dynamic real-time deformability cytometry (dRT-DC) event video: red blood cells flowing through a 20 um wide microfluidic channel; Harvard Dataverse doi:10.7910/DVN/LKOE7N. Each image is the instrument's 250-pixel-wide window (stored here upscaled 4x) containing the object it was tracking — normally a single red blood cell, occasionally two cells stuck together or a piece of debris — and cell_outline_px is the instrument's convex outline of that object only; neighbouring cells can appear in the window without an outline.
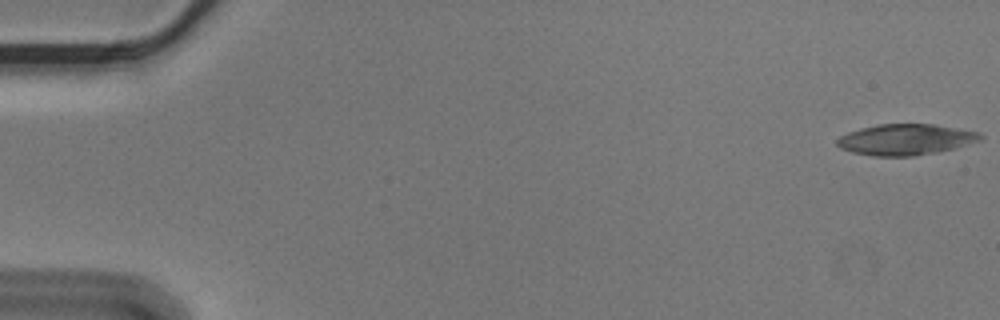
{"species": "Egyptian fruit bat (a non-hibernating species)", "species_latin": "Rousettus aegyptiacus", "temperature_condition": "cold", "stored_images_in_passage": 56, "camera_frame_rate_fps": 3000, "um_per_image_px": 0.085, "animal": {"sex": "male"}, "frame": {"image": 1, "passage_image": 1, "time_ms": 0.0, "image_size_px": [1000, 320], "cell_outline_px": [[984, 136], [980, 140], [952, 148], [936, 152], [912, 156], [872, 156], [852, 152], [840, 148], [836, 144], [836, 140], [840, 136], [848, 132], [860, 128], [876, 124], [932, 124], [980, 132]], "centroid_in_image_um": [76.93, 11.85], "position_along_channel_um": 8.1, "area_um2": 25.72}}
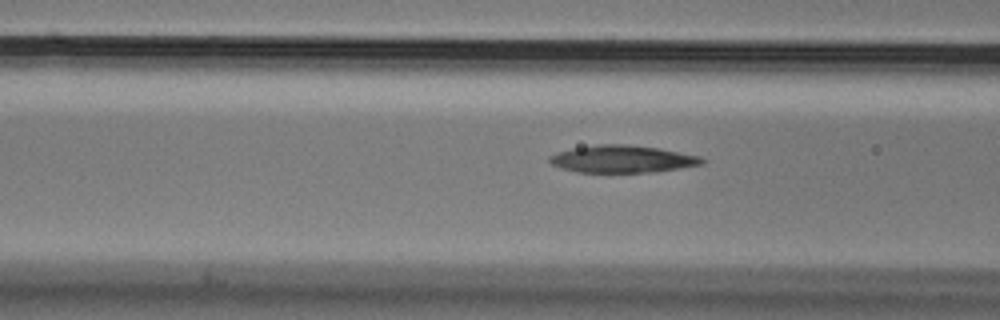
{"frame": {"image": 2, "passage_image": 22, "time_ms": 7.0, "image_size_px": [1000, 320], "cell_outline_px": [[708, 160], [704, 164], [656, 172], [576, 172], [560, 168], [552, 164], [548, 160], [548, 156], [556, 152], [572, 148], [596, 144], [628, 144], [660, 148], [700, 156]], "centroid_in_image_um": [52.91, 13.51], "position_along_channel_um": 113.7, "area_um2": 24.62}}
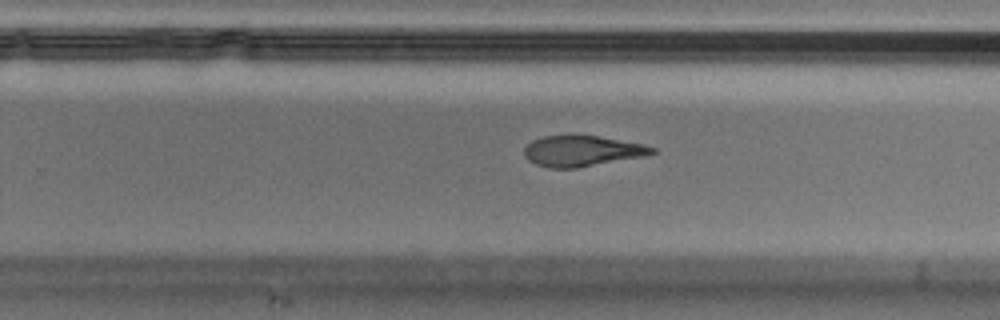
{"frame": {"image": 3, "passage_image": 36, "time_ms": 11.667, "image_size_px": [1000, 320], "cell_outline_px": [[656, 152], [644, 156], [576, 168], [548, 168], [536, 164], [528, 160], [524, 156], [524, 148], [532, 140], [544, 136], [572, 132], [576, 132], [644, 144], [656, 148]], "centroid_in_image_um": [49.44, 12.79], "position_along_channel_um": 280.4, "area_um2": 23.58}, "authors_computed_cell_mechanics": {"area_um2": 25.6054, "velocity_mm_per_s": 3.5705, "shape_relaxation_time_tau1_ms": null, "shape_relaxation_time_tau2_ms": 5.3798, "deformation_change_tau1": null, "deformation_change_tau2": 0.1254}}